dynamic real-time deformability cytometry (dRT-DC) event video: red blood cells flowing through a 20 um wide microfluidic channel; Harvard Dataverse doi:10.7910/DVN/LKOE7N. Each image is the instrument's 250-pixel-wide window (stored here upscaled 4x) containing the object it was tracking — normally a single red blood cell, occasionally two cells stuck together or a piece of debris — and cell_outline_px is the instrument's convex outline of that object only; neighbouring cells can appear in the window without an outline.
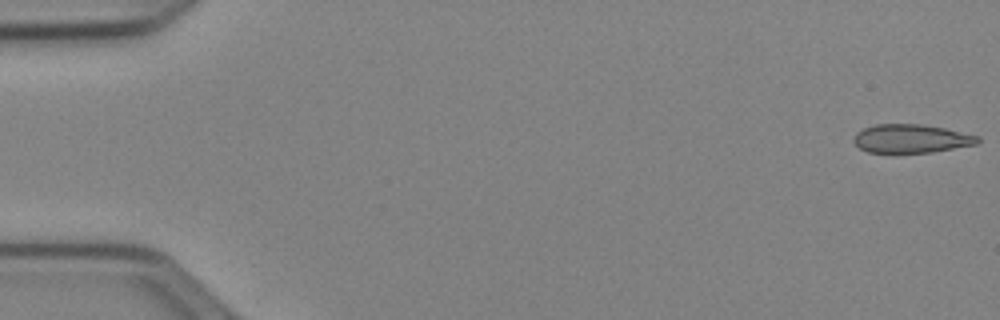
{"species": "Egyptian fruit bat (a non-hibernating species)", "species_latin": "Rousettus aegyptiacus", "temperature_condition": "cold", "stored_images_in_passage": 52, "camera_frame_rate_fps": 3000, "um_per_image_px": 0.085, "animal": {"sex": "female"}, "frame": {"image": 1, "passage_image": 1, "time_ms": 0.0, "image_size_px": [1000, 320], "cell_outline_px": [[980, 140], [976, 144], [932, 152], [868, 152], [860, 148], [852, 140], [856, 132], [864, 128], [876, 124], [920, 124], [944, 128], [980, 136]], "centroid_in_image_um": [77.44, 11.77], "position_along_channel_um": 7.6, "area_um2": 20.46}}
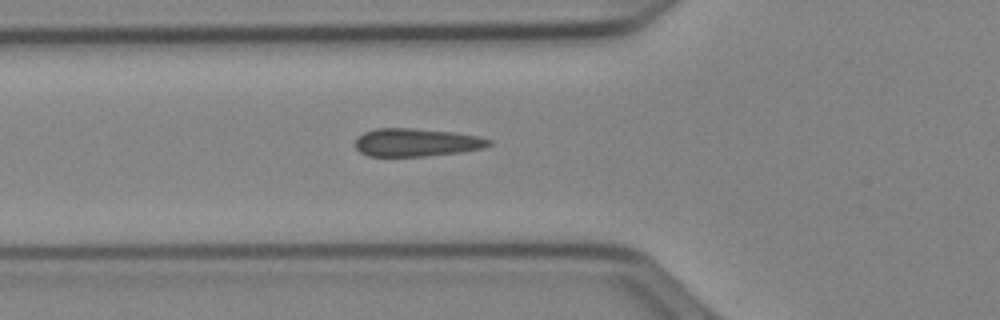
{"frame": {"image": 2, "passage_image": 19, "time_ms": 6.0, "image_size_px": [1000, 320], "cell_outline_px": [[492, 144], [480, 148], [460, 152], [424, 156], [368, 156], [360, 152], [356, 148], [356, 140], [364, 132], [376, 128], [412, 128], [452, 132], [476, 136], [492, 140]], "centroid_in_image_um": [35.37, 12.1], "position_along_channel_um": 90.4, "area_um2": 21.56}}
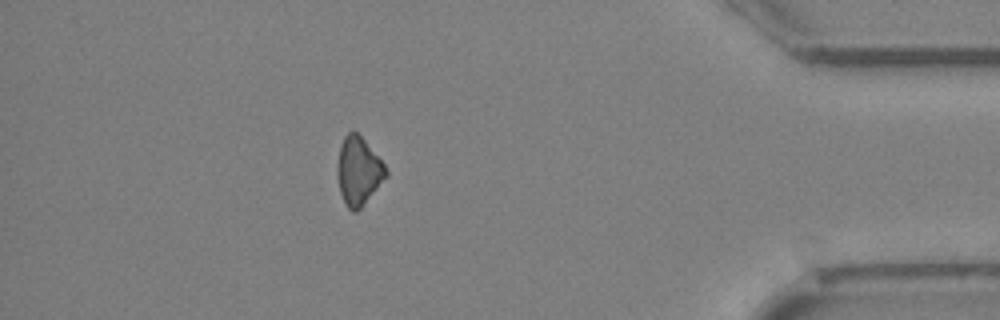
{"frame": {"image": 3, "passage_image": 46, "time_ms": 15.0, "image_size_px": [1000, 320], "cell_outline_px": [[388, 176], [364, 204], [356, 212], [352, 212], [348, 208], [340, 192], [336, 172], [336, 168], [340, 148], [344, 136], [348, 132], [356, 132], [364, 140], [384, 164], [388, 172]], "centroid_in_image_um": [30.47, 14.56], "position_along_channel_um": 404.7, "area_um2": 19.13}}